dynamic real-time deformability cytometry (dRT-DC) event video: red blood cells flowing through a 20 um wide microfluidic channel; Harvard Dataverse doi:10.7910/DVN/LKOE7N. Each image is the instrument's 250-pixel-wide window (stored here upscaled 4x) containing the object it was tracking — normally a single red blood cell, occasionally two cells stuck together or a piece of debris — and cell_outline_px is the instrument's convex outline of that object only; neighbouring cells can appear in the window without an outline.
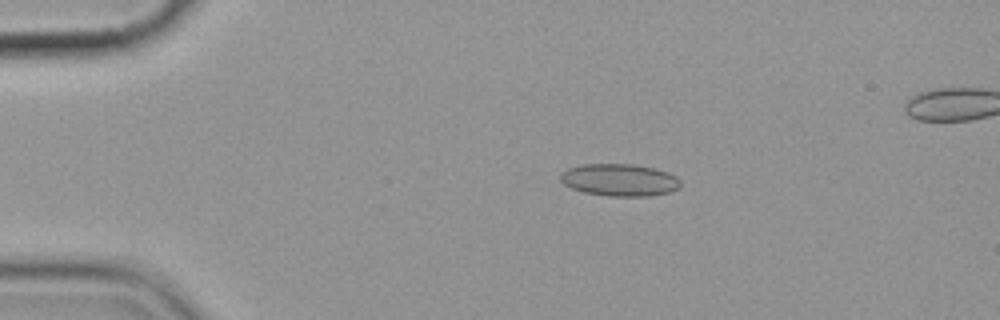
{"species": "common noctule bat (a hibernating species)", "species_latin": "Nyctalus noctula", "temperature_condition": "cold", "stored_images_in_passage": 5, "camera_frame_rate_fps": 3000, "um_per_image_px": 0.085, "animal": {"sex": "female", "body_mass_g": 19.9}, "frame": {"image": 1, "passage_image": 3, "time_ms": 2.333, "image_size_px": [1000, 320], "cell_outline_px": [[680, 188], [668, 192], [648, 196], [608, 196], [584, 192], [572, 188], [564, 184], [560, 180], [560, 172], [568, 168], [584, 164], [632, 164], [656, 168], [668, 172], [676, 176], [680, 180]], "centroid_in_image_um": [52.66, 15.29], "position_along_channel_um": 32.3, "area_um2": 22.66}}